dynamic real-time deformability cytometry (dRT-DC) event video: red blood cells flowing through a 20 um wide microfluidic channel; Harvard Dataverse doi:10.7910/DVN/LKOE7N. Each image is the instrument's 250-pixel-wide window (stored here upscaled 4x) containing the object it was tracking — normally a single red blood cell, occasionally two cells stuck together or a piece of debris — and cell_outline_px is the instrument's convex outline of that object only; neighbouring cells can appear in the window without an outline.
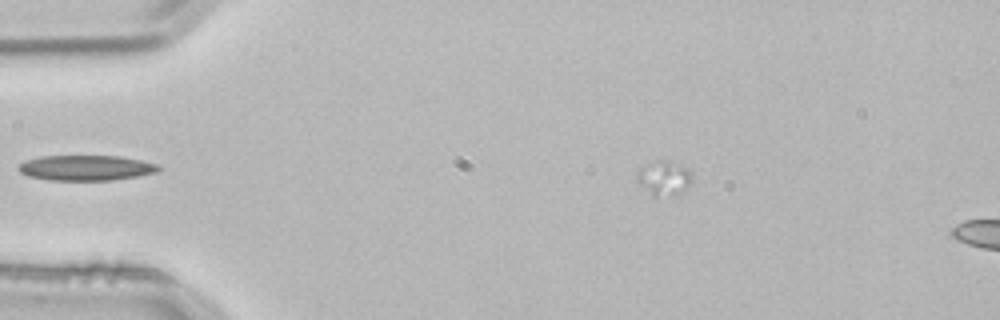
{"species": "common noctule bat (a hibernating species)", "species_latin": "Nyctalus noctula", "temperature_condition": "room temperature", "stored_images_in_passage": 3, "segment_of_instrument_passage": [2, 2], "camera_frame_rate_fps": 3000, "um_per_image_px": 0.085, "animal": {"sex": "male", "body_mass_g": 21.5, "forearm_length_mm": 52.0}, "frame": {"image": 1, "passage_image": 3, "time_ms": 0.667, "image_size_px": [1000, 320], "cell_outline_px": [[692, 180], [684, 192], [656, 196], [652, 196], [640, 184], [640, 168], [656, 160], [668, 160], [688, 168], [692, 172]], "centroid_in_image_um": [56.52, 15.12], "position_along_channel_um": 28.5, "area_um2": 10.69}}